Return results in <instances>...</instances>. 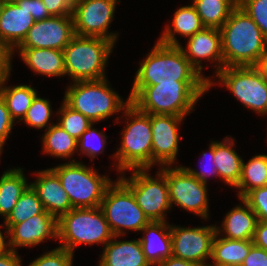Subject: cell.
I'll return each instance as SVG.
<instances>
[{
	"label": "cell",
	"instance_id": "obj_1",
	"mask_svg": "<svg viewBox=\"0 0 267 266\" xmlns=\"http://www.w3.org/2000/svg\"><path fill=\"white\" fill-rule=\"evenodd\" d=\"M208 81H175L149 86H132L128 96L131 104L146 114L186 117L198 101L209 92Z\"/></svg>",
	"mask_w": 267,
	"mask_h": 266
},
{
	"label": "cell",
	"instance_id": "obj_2",
	"mask_svg": "<svg viewBox=\"0 0 267 266\" xmlns=\"http://www.w3.org/2000/svg\"><path fill=\"white\" fill-rule=\"evenodd\" d=\"M122 118V119H121ZM123 124L120 144L111 155L112 166L117 175L133 169H151L152 171V132L150 114L139 111L129 104L118 115L114 124Z\"/></svg>",
	"mask_w": 267,
	"mask_h": 266
},
{
	"label": "cell",
	"instance_id": "obj_3",
	"mask_svg": "<svg viewBox=\"0 0 267 266\" xmlns=\"http://www.w3.org/2000/svg\"><path fill=\"white\" fill-rule=\"evenodd\" d=\"M220 32L224 67L256 66L267 48L260 28L239 5Z\"/></svg>",
	"mask_w": 267,
	"mask_h": 266
},
{
	"label": "cell",
	"instance_id": "obj_4",
	"mask_svg": "<svg viewBox=\"0 0 267 266\" xmlns=\"http://www.w3.org/2000/svg\"><path fill=\"white\" fill-rule=\"evenodd\" d=\"M135 72L132 86H149L175 81H207L190 64L179 46L154 43Z\"/></svg>",
	"mask_w": 267,
	"mask_h": 266
},
{
	"label": "cell",
	"instance_id": "obj_5",
	"mask_svg": "<svg viewBox=\"0 0 267 266\" xmlns=\"http://www.w3.org/2000/svg\"><path fill=\"white\" fill-rule=\"evenodd\" d=\"M63 101L98 124L123 112L131 103L130 97H121L108 78L96 81L70 82L65 87Z\"/></svg>",
	"mask_w": 267,
	"mask_h": 266
},
{
	"label": "cell",
	"instance_id": "obj_6",
	"mask_svg": "<svg viewBox=\"0 0 267 266\" xmlns=\"http://www.w3.org/2000/svg\"><path fill=\"white\" fill-rule=\"evenodd\" d=\"M116 44L100 37L74 35L63 49L66 77L78 81H96L108 77L106 67Z\"/></svg>",
	"mask_w": 267,
	"mask_h": 266
},
{
	"label": "cell",
	"instance_id": "obj_7",
	"mask_svg": "<svg viewBox=\"0 0 267 266\" xmlns=\"http://www.w3.org/2000/svg\"><path fill=\"white\" fill-rule=\"evenodd\" d=\"M58 246L75 254L82 245H102L114 237L100 208H73L57 219Z\"/></svg>",
	"mask_w": 267,
	"mask_h": 266
},
{
	"label": "cell",
	"instance_id": "obj_8",
	"mask_svg": "<svg viewBox=\"0 0 267 266\" xmlns=\"http://www.w3.org/2000/svg\"><path fill=\"white\" fill-rule=\"evenodd\" d=\"M81 161L64 162L50 169L58 176L73 208L98 207L114 180L108 173L100 174L95 165L89 166Z\"/></svg>",
	"mask_w": 267,
	"mask_h": 266
},
{
	"label": "cell",
	"instance_id": "obj_9",
	"mask_svg": "<svg viewBox=\"0 0 267 266\" xmlns=\"http://www.w3.org/2000/svg\"><path fill=\"white\" fill-rule=\"evenodd\" d=\"M208 83L209 91L226 88L247 110L267 116V77L255 66L224 67Z\"/></svg>",
	"mask_w": 267,
	"mask_h": 266
},
{
	"label": "cell",
	"instance_id": "obj_10",
	"mask_svg": "<svg viewBox=\"0 0 267 266\" xmlns=\"http://www.w3.org/2000/svg\"><path fill=\"white\" fill-rule=\"evenodd\" d=\"M150 170H128L129 176L123 172L117 177L131 190L138 206L150 221L167 222V213L172 210L167 179L158 168L153 176Z\"/></svg>",
	"mask_w": 267,
	"mask_h": 266
},
{
	"label": "cell",
	"instance_id": "obj_11",
	"mask_svg": "<svg viewBox=\"0 0 267 266\" xmlns=\"http://www.w3.org/2000/svg\"><path fill=\"white\" fill-rule=\"evenodd\" d=\"M100 208L114 236H125L129 231L139 235L150 222L131 190L118 177L107 187Z\"/></svg>",
	"mask_w": 267,
	"mask_h": 266
},
{
	"label": "cell",
	"instance_id": "obj_12",
	"mask_svg": "<svg viewBox=\"0 0 267 266\" xmlns=\"http://www.w3.org/2000/svg\"><path fill=\"white\" fill-rule=\"evenodd\" d=\"M158 169L166 176L172 209L178 206L204 222L210 220L209 185L197 180L181 164L161 166Z\"/></svg>",
	"mask_w": 267,
	"mask_h": 266
},
{
	"label": "cell",
	"instance_id": "obj_13",
	"mask_svg": "<svg viewBox=\"0 0 267 266\" xmlns=\"http://www.w3.org/2000/svg\"><path fill=\"white\" fill-rule=\"evenodd\" d=\"M121 0H82L73 5L74 32L79 36L100 37L118 42L119 33L109 31Z\"/></svg>",
	"mask_w": 267,
	"mask_h": 266
},
{
	"label": "cell",
	"instance_id": "obj_14",
	"mask_svg": "<svg viewBox=\"0 0 267 266\" xmlns=\"http://www.w3.org/2000/svg\"><path fill=\"white\" fill-rule=\"evenodd\" d=\"M172 255L183 260L208 266L216 235L215 224L185 227L170 223Z\"/></svg>",
	"mask_w": 267,
	"mask_h": 266
},
{
	"label": "cell",
	"instance_id": "obj_15",
	"mask_svg": "<svg viewBox=\"0 0 267 266\" xmlns=\"http://www.w3.org/2000/svg\"><path fill=\"white\" fill-rule=\"evenodd\" d=\"M2 225L5 248L10 250L30 249L50 240H58L57 218L45 210L22 223Z\"/></svg>",
	"mask_w": 267,
	"mask_h": 266
},
{
	"label": "cell",
	"instance_id": "obj_16",
	"mask_svg": "<svg viewBox=\"0 0 267 266\" xmlns=\"http://www.w3.org/2000/svg\"><path fill=\"white\" fill-rule=\"evenodd\" d=\"M186 117L150 114L152 132V169L177 164L180 128ZM182 123V124H181ZM176 163V164H175Z\"/></svg>",
	"mask_w": 267,
	"mask_h": 266
},
{
	"label": "cell",
	"instance_id": "obj_17",
	"mask_svg": "<svg viewBox=\"0 0 267 266\" xmlns=\"http://www.w3.org/2000/svg\"><path fill=\"white\" fill-rule=\"evenodd\" d=\"M186 41V46L181 44L179 47L183 50L190 64L209 82L224 68L220 29L204 27L201 31L187 38ZM203 62H207L206 66H209L208 62H211L210 66L214 70L213 75L206 76L204 74L203 69L207 67L202 65Z\"/></svg>",
	"mask_w": 267,
	"mask_h": 266
},
{
	"label": "cell",
	"instance_id": "obj_18",
	"mask_svg": "<svg viewBox=\"0 0 267 266\" xmlns=\"http://www.w3.org/2000/svg\"><path fill=\"white\" fill-rule=\"evenodd\" d=\"M74 32L72 15L51 16L36 21L16 48H51L63 50Z\"/></svg>",
	"mask_w": 267,
	"mask_h": 266
},
{
	"label": "cell",
	"instance_id": "obj_19",
	"mask_svg": "<svg viewBox=\"0 0 267 266\" xmlns=\"http://www.w3.org/2000/svg\"><path fill=\"white\" fill-rule=\"evenodd\" d=\"M33 175L35 179L30 182V185L36 191L46 212L58 219L73 209L67 192L63 189L58 176L50 168L36 170Z\"/></svg>",
	"mask_w": 267,
	"mask_h": 266
},
{
	"label": "cell",
	"instance_id": "obj_20",
	"mask_svg": "<svg viewBox=\"0 0 267 266\" xmlns=\"http://www.w3.org/2000/svg\"><path fill=\"white\" fill-rule=\"evenodd\" d=\"M35 22L27 10V0L4 3L0 14V38L14 50Z\"/></svg>",
	"mask_w": 267,
	"mask_h": 266
},
{
	"label": "cell",
	"instance_id": "obj_21",
	"mask_svg": "<svg viewBox=\"0 0 267 266\" xmlns=\"http://www.w3.org/2000/svg\"><path fill=\"white\" fill-rule=\"evenodd\" d=\"M18 55L28 69L32 70L34 75L45 77L66 76L64 52L63 50L51 48H15L14 57Z\"/></svg>",
	"mask_w": 267,
	"mask_h": 266
},
{
	"label": "cell",
	"instance_id": "obj_22",
	"mask_svg": "<svg viewBox=\"0 0 267 266\" xmlns=\"http://www.w3.org/2000/svg\"><path fill=\"white\" fill-rule=\"evenodd\" d=\"M124 237L114 236L102 247L97 266H151L145 258L139 238L124 240Z\"/></svg>",
	"mask_w": 267,
	"mask_h": 266
},
{
	"label": "cell",
	"instance_id": "obj_23",
	"mask_svg": "<svg viewBox=\"0 0 267 266\" xmlns=\"http://www.w3.org/2000/svg\"><path fill=\"white\" fill-rule=\"evenodd\" d=\"M237 199L240 203L224 214L221 225L215 224L216 233L228 239L252 240L258 217L242 198Z\"/></svg>",
	"mask_w": 267,
	"mask_h": 266
},
{
	"label": "cell",
	"instance_id": "obj_24",
	"mask_svg": "<svg viewBox=\"0 0 267 266\" xmlns=\"http://www.w3.org/2000/svg\"><path fill=\"white\" fill-rule=\"evenodd\" d=\"M170 221H150L140 232L143 253L151 266L172 256Z\"/></svg>",
	"mask_w": 267,
	"mask_h": 266
},
{
	"label": "cell",
	"instance_id": "obj_25",
	"mask_svg": "<svg viewBox=\"0 0 267 266\" xmlns=\"http://www.w3.org/2000/svg\"><path fill=\"white\" fill-rule=\"evenodd\" d=\"M203 28L204 25L201 22L196 8L192 3L190 5L188 3V5L178 6L173 14L172 20L167 24L165 23L162 34L157 39L160 43L166 45L180 46L183 43L181 41L179 42L177 35H181L185 40Z\"/></svg>",
	"mask_w": 267,
	"mask_h": 266
},
{
	"label": "cell",
	"instance_id": "obj_26",
	"mask_svg": "<svg viewBox=\"0 0 267 266\" xmlns=\"http://www.w3.org/2000/svg\"><path fill=\"white\" fill-rule=\"evenodd\" d=\"M235 138L226 136L222 140H214V161L219 179L224 185L235 188L241 176L243 158L236 149Z\"/></svg>",
	"mask_w": 267,
	"mask_h": 266
},
{
	"label": "cell",
	"instance_id": "obj_27",
	"mask_svg": "<svg viewBox=\"0 0 267 266\" xmlns=\"http://www.w3.org/2000/svg\"><path fill=\"white\" fill-rule=\"evenodd\" d=\"M9 76L0 78V96L5 101L7 109L9 110L11 118L16 122L20 121L26 115L27 110L33 102L34 97L39 93L31 84H13L8 85L10 81ZM7 84V85H6Z\"/></svg>",
	"mask_w": 267,
	"mask_h": 266
},
{
	"label": "cell",
	"instance_id": "obj_28",
	"mask_svg": "<svg viewBox=\"0 0 267 266\" xmlns=\"http://www.w3.org/2000/svg\"><path fill=\"white\" fill-rule=\"evenodd\" d=\"M24 170L20 166L8 168L0 177V218L3 221L9 216L17 200L30 185Z\"/></svg>",
	"mask_w": 267,
	"mask_h": 266
},
{
	"label": "cell",
	"instance_id": "obj_29",
	"mask_svg": "<svg viewBox=\"0 0 267 266\" xmlns=\"http://www.w3.org/2000/svg\"><path fill=\"white\" fill-rule=\"evenodd\" d=\"M252 246V240L228 239L216 233L208 266H241Z\"/></svg>",
	"mask_w": 267,
	"mask_h": 266
},
{
	"label": "cell",
	"instance_id": "obj_30",
	"mask_svg": "<svg viewBox=\"0 0 267 266\" xmlns=\"http://www.w3.org/2000/svg\"><path fill=\"white\" fill-rule=\"evenodd\" d=\"M42 134L41 144L44 155H50L52 158L62 159L63 161L76 162L74 159L77 152V142L74 137L69 135L58 123L51 125Z\"/></svg>",
	"mask_w": 267,
	"mask_h": 266
},
{
	"label": "cell",
	"instance_id": "obj_31",
	"mask_svg": "<svg viewBox=\"0 0 267 266\" xmlns=\"http://www.w3.org/2000/svg\"><path fill=\"white\" fill-rule=\"evenodd\" d=\"M267 186V154H255L247 162L242 163L241 176L238 185L237 198H243L249 191Z\"/></svg>",
	"mask_w": 267,
	"mask_h": 266
},
{
	"label": "cell",
	"instance_id": "obj_32",
	"mask_svg": "<svg viewBox=\"0 0 267 266\" xmlns=\"http://www.w3.org/2000/svg\"><path fill=\"white\" fill-rule=\"evenodd\" d=\"M239 0H191L204 27L220 29Z\"/></svg>",
	"mask_w": 267,
	"mask_h": 266
},
{
	"label": "cell",
	"instance_id": "obj_33",
	"mask_svg": "<svg viewBox=\"0 0 267 266\" xmlns=\"http://www.w3.org/2000/svg\"><path fill=\"white\" fill-rule=\"evenodd\" d=\"M44 211L36 191L29 185L17 200L15 207L9 216L2 222L3 224L22 223L35 215Z\"/></svg>",
	"mask_w": 267,
	"mask_h": 266
},
{
	"label": "cell",
	"instance_id": "obj_34",
	"mask_svg": "<svg viewBox=\"0 0 267 266\" xmlns=\"http://www.w3.org/2000/svg\"><path fill=\"white\" fill-rule=\"evenodd\" d=\"M51 104L50 99L42 98L40 94H37L27 110L26 115L20 122H24V125H27L26 127L29 128H35L41 131L45 128L47 130L51 125L55 124L53 118L57 114L56 111L54 112Z\"/></svg>",
	"mask_w": 267,
	"mask_h": 266
},
{
	"label": "cell",
	"instance_id": "obj_35",
	"mask_svg": "<svg viewBox=\"0 0 267 266\" xmlns=\"http://www.w3.org/2000/svg\"><path fill=\"white\" fill-rule=\"evenodd\" d=\"M56 112V123L76 140H79L93 123L82 113L69 107L64 101H62Z\"/></svg>",
	"mask_w": 267,
	"mask_h": 266
},
{
	"label": "cell",
	"instance_id": "obj_36",
	"mask_svg": "<svg viewBox=\"0 0 267 266\" xmlns=\"http://www.w3.org/2000/svg\"><path fill=\"white\" fill-rule=\"evenodd\" d=\"M96 123H92L91 126L82 134L81 138L77 142V152L79 155L88 156L91 163L100 154H103L107 149V135L104 130L94 128Z\"/></svg>",
	"mask_w": 267,
	"mask_h": 266
},
{
	"label": "cell",
	"instance_id": "obj_37",
	"mask_svg": "<svg viewBox=\"0 0 267 266\" xmlns=\"http://www.w3.org/2000/svg\"><path fill=\"white\" fill-rule=\"evenodd\" d=\"M208 149L206 151H202L200 163V170L195 169L194 167L184 166L182 165L191 175H193L200 182L209 185V177H214L216 179L219 178V174L216 168V164L214 161V141H209Z\"/></svg>",
	"mask_w": 267,
	"mask_h": 266
},
{
	"label": "cell",
	"instance_id": "obj_38",
	"mask_svg": "<svg viewBox=\"0 0 267 266\" xmlns=\"http://www.w3.org/2000/svg\"><path fill=\"white\" fill-rule=\"evenodd\" d=\"M74 254L59 246L45 251L26 266H74Z\"/></svg>",
	"mask_w": 267,
	"mask_h": 266
},
{
	"label": "cell",
	"instance_id": "obj_39",
	"mask_svg": "<svg viewBox=\"0 0 267 266\" xmlns=\"http://www.w3.org/2000/svg\"><path fill=\"white\" fill-rule=\"evenodd\" d=\"M238 5L253 19L267 39V0H239Z\"/></svg>",
	"mask_w": 267,
	"mask_h": 266
},
{
	"label": "cell",
	"instance_id": "obj_40",
	"mask_svg": "<svg viewBox=\"0 0 267 266\" xmlns=\"http://www.w3.org/2000/svg\"><path fill=\"white\" fill-rule=\"evenodd\" d=\"M242 199L257 215L258 221L267 222V186L252 189Z\"/></svg>",
	"mask_w": 267,
	"mask_h": 266
},
{
	"label": "cell",
	"instance_id": "obj_41",
	"mask_svg": "<svg viewBox=\"0 0 267 266\" xmlns=\"http://www.w3.org/2000/svg\"><path fill=\"white\" fill-rule=\"evenodd\" d=\"M16 122L11 118L5 101L0 96V147L4 150Z\"/></svg>",
	"mask_w": 267,
	"mask_h": 266
},
{
	"label": "cell",
	"instance_id": "obj_42",
	"mask_svg": "<svg viewBox=\"0 0 267 266\" xmlns=\"http://www.w3.org/2000/svg\"><path fill=\"white\" fill-rule=\"evenodd\" d=\"M13 50L0 38V78L11 75Z\"/></svg>",
	"mask_w": 267,
	"mask_h": 266
},
{
	"label": "cell",
	"instance_id": "obj_43",
	"mask_svg": "<svg viewBox=\"0 0 267 266\" xmlns=\"http://www.w3.org/2000/svg\"><path fill=\"white\" fill-rule=\"evenodd\" d=\"M51 16L72 15L73 5L69 0H42Z\"/></svg>",
	"mask_w": 267,
	"mask_h": 266
},
{
	"label": "cell",
	"instance_id": "obj_44",
	"mask_svg": "<svg viewBox=\"0 0 267 266\" xmlns=\"http://www.w3.org/2000/svg\"><path fill=\"white\" fill-rule=\"evenodd\" d=\"M241 266H267V251L253 245Z\"/></svg>",
	"mask_w": 267,
	"mask_h": 266
},
{
	"label": "cell",
	"instance_id": "obj_45",
	"mask_svg": "<svg viewBox=\"0 0 267 266\" xmlns=\"http://www.w3.org/2000/svg\"><path fill=\"white\" fill-rule=\"evenodd\" d=\"M27 10L31 13L35 21H41L51 17L42 0H27Z\"/></svg>",
	"mask_w": 267,
	"mask_h": 266
},
{
	"label": "cell",
	"instance_id": "obj_46",
	"mask_svg": "<svg viewBox=\"0 0 267 266\" xmlns=\"http://www.w3.org/2000/svg\"><path fill=\"white\" fill-rule=\"evenodd\" d=\"M23 260L18 251L3 248L0 251V266H23Z\"/></svg>",
	"mask_w": 267,
	"mask_h": 266
},
{
	"label": "cell",
	"instance_id": "obj_47",
	"mask_svg": "<svg viewBox=\"0 0 267 266\" xmlns=\"http://www.w3.org/2000/svg\"><path fill=\"white\" fill-rule=\"evenodd\" d=\"M252 241L254 246L267 251V222L258 221Z\"/></svg>",
	"mask_w": 267,
	"mask_h": 266
},
{
	"label": "cell",
	"instance_id": "obj_48",
	"mask_svg": "<svg viewBox=\"0 0 267 266\" xmlns=\"http://www.w3.org/2000/svg\"><path fill=\"white\" fill-rule=\"evenodd\" d=\"M157 266H199V265L172 255L171 257L159 263Z\"/></svg>",
	"mask_w": 267,
	"mask_h": 266
},
{
	"label": "cell",
	"instance_id": "obj_49",
	"mask_svg": "<svg viewBox=\"0 0 267 266\" xmlns=\"http://www.w3.org/2000/svg\"><path fill=\"white\" fill-rule=\"evenodd\" d=\"M255 67L267 77V48Z\"/></svg>",
	"mask_w": 267,
	"mask_h": 266
},
{
	"label": "cell",
	"instance_id": "obj_50",
	"mask_svg": "<svg viewBox=\"0 0 267 266\" xmlns=\"http://www.w3.org/2000/svg\"><path fill=\"white\" fill-rule=\"evenodd\" d=\"M2 223L0 224V251L5 247V234Z\"/></svg>",
	"mask_w": 267,
	"mask_h": 266
},
{
	"label": "cell",
	"instance_id": "obj_51",
	"mask_svg": "<svg viewBox=\"0 0 267 266\" xmlns=\"http://www.w3.org/2000/svg\"><path fill=\"white\" fill-rule=\"evenodd\" d=\"M70 1V3L72 4V5H74V4H76V3H78V2H80V1H82V0H69Z\"/></svg>",
	"mask_w": 267,
	"mask_h": 266
},
{
	"label": "cell",
	"instance_id": "obj_52",
	"mask_svg": "<svg viewBox=\"0 0 267 266\" xmlns=\"http://www.w3.org/2000/svg\"><path fill=\"white\" fill-rule=\"evenodd\" d=\"M4 3H13V2H17L18 0H3Z\"/></svg>",
	"mask_w": 267,
	"mask_h": 266
},
{
	"label": "cell",
	"instance_id": "obj_53",
	"mask_svg": "<svg viewBox=\"0 0 267 266\" xmlns=\"http://www.w3.org/2000/svg\"><path fill=\"white\" fill-rule=\"evenodd\" d=\"M3 5H4V1L0 0V14H1V11H2Z\"/></svg>",
	"mask_w": 267,
	"mask_h": 266
},
{
	"label": "cell",
	"instance_id": "obj_54",
	"mask_svg": "<svg viewBox=\"0 0 267 266\" xmlns=\"http://www.w3.org/2000/svg\"><path fill=\"white\" fill-rule=\"evenodd\" d=\"M3 151H4V150L0 147V158H1V155L4 154ZM0 162H1V159H0Z\"/></svg>",
	"mask_w": 267,
	"mask_h": 266
}]
</instances>
